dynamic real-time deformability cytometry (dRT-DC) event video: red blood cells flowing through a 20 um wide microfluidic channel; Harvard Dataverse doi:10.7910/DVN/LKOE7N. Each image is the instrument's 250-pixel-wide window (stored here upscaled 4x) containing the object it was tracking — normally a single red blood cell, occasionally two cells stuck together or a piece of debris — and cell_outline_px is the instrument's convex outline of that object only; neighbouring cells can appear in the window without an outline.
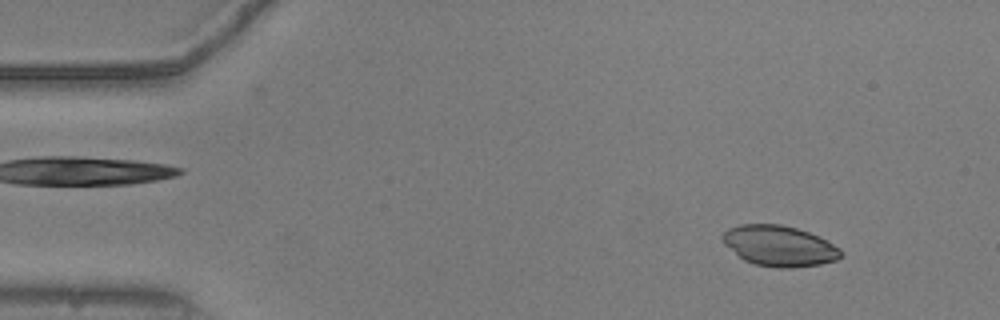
{"species": "common noctule bat (a hibernating species)", "species_latin": "Nyctalus noctula", "temperature_condition": "warm", "stored_images_in_passage": 52, "camera_frame_rate_fps": 3000, "um_per_image_px": 0.085, "animal": {"sex": "male", "body_mass_g": 20.5, "forearm_length_mm": 52.5}, "frame": {"image": 1, "passage_image": 5, "time_ms": 1.333, "image_size_px": [1000, 320], "cell_outline_px": [[844, 252], [836, 260], [820, 264], [792, 268], [776, 268], [756, 264], [744, 260], [724, 244], [720, 240], [720, 236], [728, 228], [740, 224], [780, 224], [796, 228], [820, 236], [840, 248]], "centroid_in_image_um": [66.23, 20.89], "position_along_channel_um": 18.8, "area_um2": 28.15}}
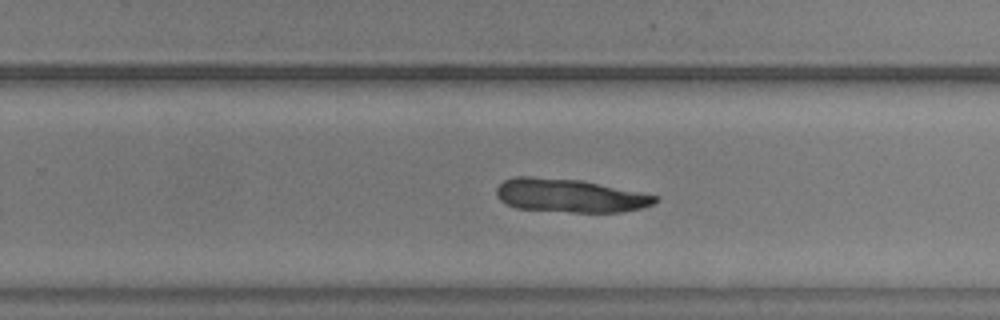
{"frame": {"image": 2, "passage_image": 33, "time_ms": 10.667, "image_size_px": [1000, 320], "cell_outline_px": [[660, 200], [652, 204], [640, 208], [624, 212], [572, 212], [516, 208], [500, 200], [496, 196], [496, 188], [504, 180], [512, 176], [532, 176], [580, 180], [656, 196]], "centroid_in_image_um": [48.36, 16.62], "position_along_channel_um": 281.4, "area_um2": 30.69}}
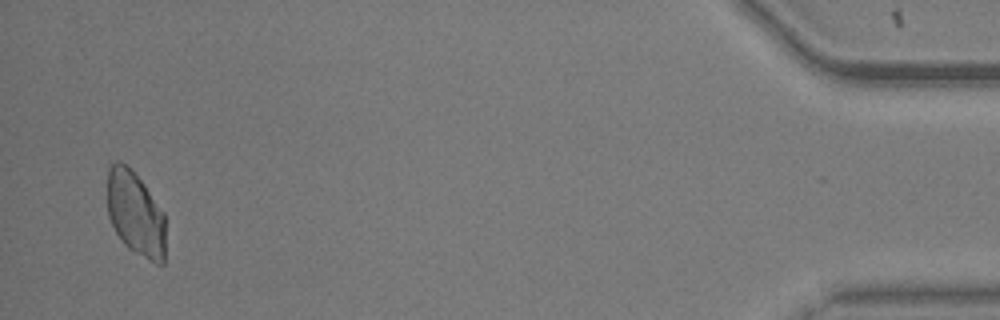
{"frame": {"image": 3, "passage_image": 51, "time_ms": 16.667, "image_size_px": [1000, 320], "cell_outline_px": [[164, 264], [156, 264], [128, 248], [120, 240], [108, 216], [108, 168], [116, 160], [120, 160], [132, 168], [144, 184], [164, 212]], "centroid_in_image_um": [11.51, 18.13], "position_along_channel_um": 423.7, "area_um2": 28.73}}